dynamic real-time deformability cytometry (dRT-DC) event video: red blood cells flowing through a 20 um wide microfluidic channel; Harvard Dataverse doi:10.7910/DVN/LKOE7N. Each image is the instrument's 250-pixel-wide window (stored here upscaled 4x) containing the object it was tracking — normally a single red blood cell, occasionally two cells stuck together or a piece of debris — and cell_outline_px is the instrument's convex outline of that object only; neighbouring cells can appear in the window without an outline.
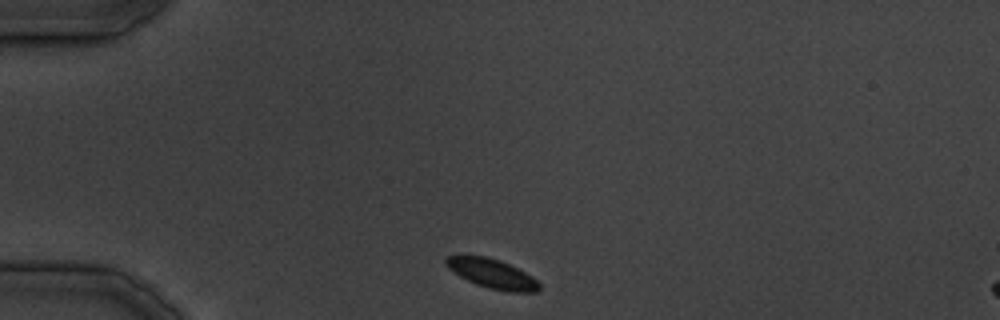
{"species": "common noctule bat (a hibernating species)", "species_latin": "Nyctalus noctula", "temperature_condition": "cold", "stored_images_in_passage": 29, "camera_frame_rate_fps": 3000, "um_per_image_px": 0.085, "animal": {"sex": "male", "body_mass_g": 19.5, "forearm_length_mm": 54.6}, "frame": {"image": 1, "passage_image": 1, "time_ms": 0.0, "image_size_px": [1000, 320], "cell_outline_px": [[540, 288], [536, 292], [508, 292], [488, 288], [476, 284], [460, 276], [448, 268], [444, 264], [444, 260], [448, 256], [460, 252], [488, 256], [500, 260], [532, 276], [540, 284]], "centroid_in_image_um": [41.75, 23.21], "position_along_channel_um": 43.2, "area_um2": 16.42}}
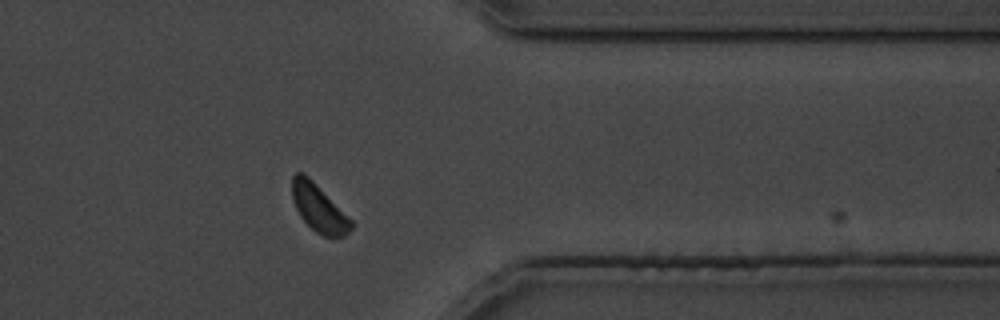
{"frame": {"image": 2, "passage_image": 23, "time_ms": 26.667, "image_size_px": [1000, 320], "cell_outline_px": [[352, 228], [344, 236], [324, 236], [316, 232], [300, 216], [292, 200], [292, 176], [296, 172], [304, 172], [352, 220]], "centroid_in_image_um": [27.07, 17.67], "position_along_channel_um": 384.3, "area_um2": 16.01}}
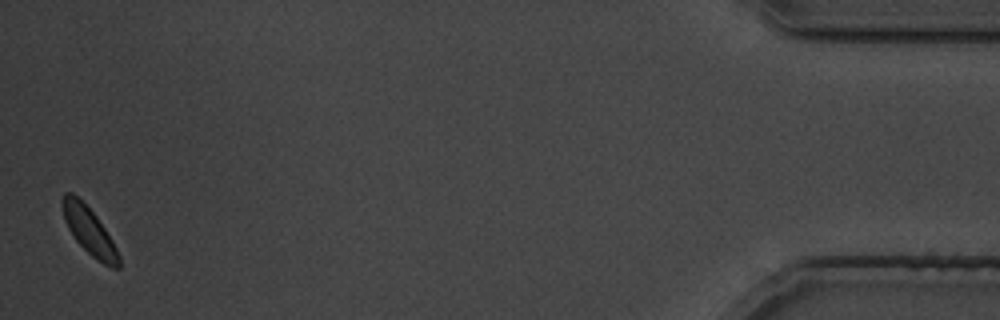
{"frame": {"image": 3, "passage_image": 29, "time_ms": 34.667, "image_size_px": [1000, 320], "cell_outline_px": [[120, 268], [112, 268], [96, 260], [76, 240], [68, 228], [64, 220], [60, 204], [60, 200], [64, 192], [72, 192], [96, 216], [112, 240], [120, 256]], "centroid_in_image_um": [7.55, 19.62], "position_along_channel_um": 427.6, "area_um2": 15.43}}